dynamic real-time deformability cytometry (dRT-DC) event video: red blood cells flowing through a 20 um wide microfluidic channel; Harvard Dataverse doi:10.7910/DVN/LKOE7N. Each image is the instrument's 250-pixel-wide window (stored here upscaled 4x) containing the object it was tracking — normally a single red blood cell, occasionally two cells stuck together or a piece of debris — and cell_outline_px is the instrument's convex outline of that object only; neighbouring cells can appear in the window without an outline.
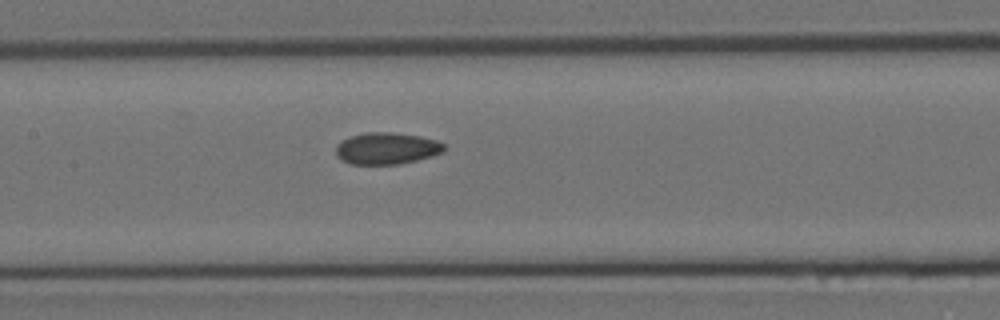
{"species": "Egyptian fruit bat (a non-hibernating species)", "species_latin": "Rousettus aegyptiacus", "temperature_condition": "room temperature", "stored_images_in_passage": 10, "camera_frame_rate_fps": 3000, "um_per_image_px": 0.085, "animal": {"sex": "female"}, "frame": {"image": 1, "passage_image": 9, "time_ms": 2.667, "image_size_px": [1000, 320], "cell_outline_px": [[444, 152], [432, 156], [400, 164], [352, 164], [336, 156], [336, 144], [352, 136], [368, 132], [392, 132], [420, 136], [436, 140], [444, 144]], "centroid_in_image_um": [32.89, 12.61], "position_along_channel_um": 174.5, "area_um2": 19.88}}